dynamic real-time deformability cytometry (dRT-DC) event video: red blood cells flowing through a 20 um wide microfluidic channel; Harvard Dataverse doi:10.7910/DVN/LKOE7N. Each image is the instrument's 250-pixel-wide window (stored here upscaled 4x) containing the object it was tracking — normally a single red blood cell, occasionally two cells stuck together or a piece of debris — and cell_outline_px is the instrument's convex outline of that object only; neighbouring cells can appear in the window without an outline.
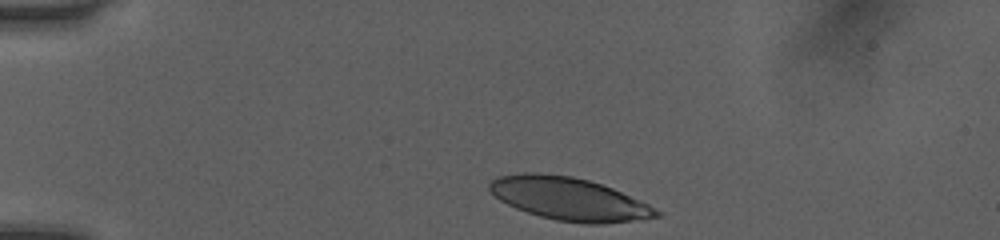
{"species": "human", "species_latin": "Homo sapiens", "temperature_condition": "room temperature", "stored_images_in_passage": 33, "camera_frame_rate_fps": 3000, "um_per_image_px": 0.085, "donor": {"sex": "female"}, "frame": {"image": 1, "passage_image": 1, "time_ms": 0.0, "image_size_px": [1000, 240], "cell_outline_px": [[664, 212], [660, 216], [632, 220], [600, 224], [584, 224], [556, 220], [540, 216], [516, 208], [500, 200], [488, 188], [488, 184], [492, 180], [500, 176], [524, 172], [536, 172], [572, 176], [588, 180], [612, 188], [648, 204]], "centroid_in_image_um": [48.37, 16.9], "position_along_channel_um": 36.6, "area_um2": 41.38}}
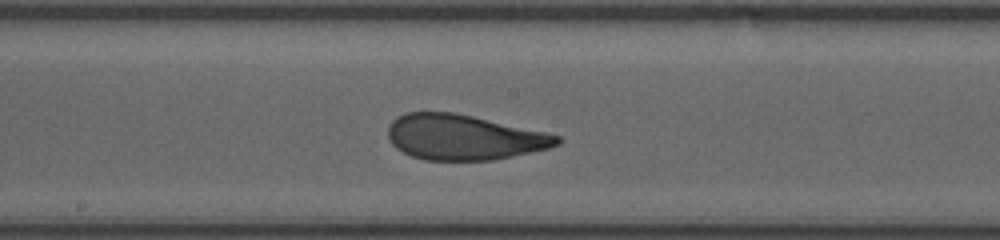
{"frame": {"image": 2, "passage_image": 18, "time_ms": 5.667, "image_size_px": [1000, 240], "cell_outline_px": [[560, 144], [548, 148], [512, 156], [492, 160], [424, 160], [412, 156], [396, 148], [388, 140], [388, 124], [396, 116], [408, 112], [424, 108], [456, 112], [544, 132], [560, 136]], "centroid_in_image_um": [39.32, 11.62], "position_along_channel_um": 208.9, "area_um2": 45.2}}
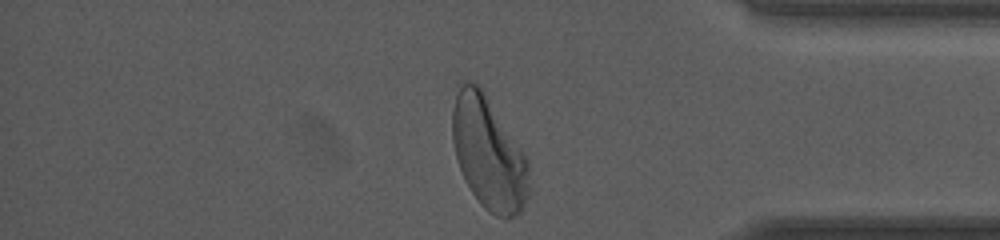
{"frame": {"image": 3, "passage_image": 33, "time_ms": 10.667, "image_size_px": [1000, 240], "cell_outline_px": [[528, 196], [520, 212], [512, 216], [496, 216], [488, 212], [480, 204], [472, 192], [456, 160], [452, 140], [452, 112], [456, 92], [460, 80], [476, 84], [484, 92], [528, 160]], "centroid_in_image_um": [41.49, 13.02], "position_along_channel_um": 393.7, "area_um2": 49.59}, "authors_computed_cell_mechanics": {"area_um2": 44.795, "velocity_mm_per_s": 4.0454, "shape_relaxation_time_tau1_ms": 4.3889, "shape_relaxation_time_tau2_ms": 0.8976, "deformation_change_tau1": 0.1878, "deformation_change_tau2": 0.0815}}